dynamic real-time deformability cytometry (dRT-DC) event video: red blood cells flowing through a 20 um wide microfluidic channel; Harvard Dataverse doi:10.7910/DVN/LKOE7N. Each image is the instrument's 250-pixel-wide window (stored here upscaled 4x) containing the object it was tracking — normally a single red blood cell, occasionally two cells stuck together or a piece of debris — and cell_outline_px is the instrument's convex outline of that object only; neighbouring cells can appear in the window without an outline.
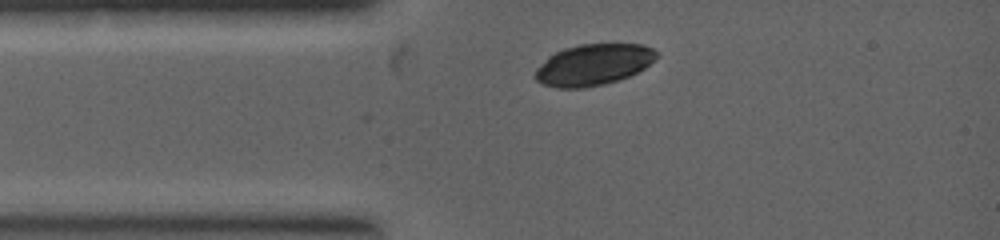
{"species": "common noctule bat (a hibernating species)", "species_latin": "Nyctalus noctula", "temperature_condition": "warm", "stored_images_in_passage": 2, "camera_frame_rate_fps": 5000, "um_per_image_px": 0.085, "animal": {"sex": "female", "body_mass_g": 19.0, "forearm_length_mm": 53.3}, "frame": {"image": 1, "passage_image": 1, "time_ms": 0.0, "image_size_px": [1000, 240], "cell_outline_px": [[660, 52], [644, 68], [628, 76], [604, 84], [584, 88], [556, 88], [544, 84], [536, 80], [532, 76], [536, 68], [548, 56], [564, 48], [580, 44], [644, 44]], "centroid_in_image_um": [50.39, 5.49], "position_along_channel_um": 34.6, "area_um2": 29.13}}